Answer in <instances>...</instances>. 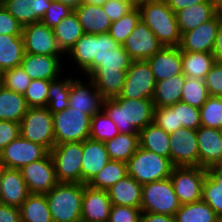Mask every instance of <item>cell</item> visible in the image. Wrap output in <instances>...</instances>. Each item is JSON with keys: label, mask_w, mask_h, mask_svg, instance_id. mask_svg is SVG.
Masks as SVG:
<instances>
[{"label": "cell", "mask_w": 222, "mask_h": 222, "mask_svg": "<svg viewBox=\"0 0 222 222\" xmlns=\"http://www.w3.org/2000/svg\"><path fill=\"white\" fill-rule=\"evenodd\" d=\"M20 135L50 151L55 146L53 114L47 107H29L20 122Z\"/></svg>", "instance_id": "obj_9"}, {"label": "cell", "mask_w": 222, "mask_h": 222, "mask_svg": "<svg viewBox=\"0 0 222 222\" xmlns=\"http://www.w3.org/2000/svg\"><path fill=\"white\" fill-rule=\"evenodd\" d=\"M201 126L222 130V97L209 96L200 108Z\"/></svg>", "instance_id": "obj_44"}, {"label": "cell", "mask_w": 222, "mask_h": 222, "mask_svg": "<svg viewBox=\"0 0 222 222\" xmlns=\"http://www.w3.org/2000/svg\"><path fill=\"white\" fill-rule=\"evenodd\" d=\"M107 191L111 203L114 205L138 208L141 206L142 185L129 175L116 182Z\"/></svg>", "instance_id": "obj_28"}, {"label": "cell", "mask_w": 222, "mask_h": 222, "mask_svg": "<svg viewBox=\"0 0 222 222\" xmlns=\"http://www.w3.org/2000/svg\"><path fill=\"white\" fill-rule=\"evenodd\" d=\"M63 57L52 55H37L25 53L21 67L32 80L44 79L52 81L63 74ZM62 63V64H61ZM62 67V68H61Z\"/></svg>", "instance_id": "obj_19"}, {"label": "cell", "mask_w": 222, "mask_h": 222, "mask_svg": "<svg viewBox=\"0 0 222 222\" xmlns=\"http://www.w3.org/2000/svg\"><path fill=\"white\" fill-rule=\"evenodd\" d=\"M218 164H222V155H221V160H220V162Z\"/></svg>", "instance_id": "obj_70"}, {"label": "cell", "mask_w": 222, "mask_h": 222, "mask_svg": "<svg viewBox=\"0 0 222 222\" xmlns=\"http://www.w3.org/2000/svg\"><path fill=\"white\" fill-rule=\"evenodd\" d=\"M123 48L133 61H144L155 55L163 45L155 34L140 20L133 32L127 37Z\"/></svg>", "instance_id": "obj_17"}, {"label": "cell", "mask_w": 222, "mask_h": 222, "mask_svg": "<svg viewBox=\"0 0 222 222\" xmlns=\"http://www.w3.org/2000/svg\"><path fill=\"white\" fill-rule=\"evenodd\" d=\"M19 208L21 222H53L45 194H29Z\"/></svg>", "instance_id": "obj_36"}, {"label": "cell", "mask_w": 222, "mask_h": 222, "mask_svg": "<svg viewBox=\"0 0 222 222\" xmlns=\"http://www.w3.org/2000/svg\"><path fill=\"white\" fill-rule=\"evenodd\" d=\"M157 81L146 60L132 61L118 96L112 98L152 99Z\"/></svg>", "instance_id": "obj_10"}, {"label": "cell", "mask_w": 222, "mask_h": 222, "mask_svg": "<svg viewBox=\"0 0 222 222\" xmlns=\"http://www.w3.org/2000/svg\"><path fill=\"white\" fill-rule=\"evenodd\" d=\"M30 194H46L59 182L50 153L20 169Z\"/></svg>", "instance_id": "obj_13"}, {"label": "cell", "mask_w": 222, "mask_h": 222, "mask_svg": "<svg viewBox=\"0 0 222 222\" xmlns=\"http://www.w3.org/2000/svg\"><path fill=\"white\" fill-rule=\"evenodd\" d=\"M180 206L170 178L142 185V212L174 216Z\"/></svg>", "instance_id": "obj_8"}, {"label": "cell", "mask_w": 222, "mask_h": 222, "mask_svg": "<svg viewBox=\"0 0 222 222\" xmlns=\"http://www.w3.org/2000/svg\"><path fill=\"white\" fill-rule=\"evenodd\" d=\"M206 174V168L199 166L173 168L170 179L180 204L201 200Z\"/></svg>", "instance_id": "obj_11"}, {"label": "cell", "mask_w": 222, "mask_h": 222, "mask_svg": "<svg viewBox=\"0 0 222 222\" xmlns=\"http://www.w3.org/2000/svg\"><path fill=\"white\" fill-rule=\"evenodd\" d=\"M141 214V208L112 204L108 222H141Z\"/></svg>", "instance_id": "obj_51"}, {"label": "cell", "mask_w": 222, "mask_h": 222, "mask_svg": "<svg viewBox=\"0 0 222 222\" xmlns=\"http://www.w3.org/2000/svg\"><path fill=\"white\" fill-rule=\"evenodd\" d=\"M29 194L20 169L6 168L0 184V203L20 207Z\"/></svg>", "instance_id": "obj_24"}, {"label": "cell", "mask_w": 222, "mask_h": 222, "mask_svg": "<svg viewBox=\"0 0 222 222\" xmlns=\"http://www.w3.org/2000/svg\"><path fill=\"white\" fill-rule=\"evenodd\" d=\"M175 222H218L219 216L204 201L181 204L176 211Z\"/></svg>", "instance_id": "obj_38"}, {"label": "cell", "mask_w": 222, "mask_h": 222, "mask_svg": "<svg viewBox=\"0 0 222 222\" xmlns=\"http://www.w3.org/2000/svg\"><path fill=\"white\" fill-rule=\"evenodd\" d=\"M25 53L37 55L66 56L58 46L52 28L41 22L23 26Z\"/></svg>", "instance_id": "obj_15"}, {"label": "cell", "mask_w": 222, "mask_h": 222, "mask_svg": "<svg viewBox=\"0 0 222 222\" xmlns=\"http://www.w3.org/2000/svg\"><path fill=\"white\" fill-rule=\"evenodd\" d=\"M50 81L32 80L24 93L28 107H47Z\"/></svg>", "instance_id": "obj_46"}, {"label": "cell", "mask_w": 222, "mask_h": 222, "mask_svg": "<svg viewBox=\"0 0 222 222\" xmlns=\"http://www.w3.org/2000/svg\"><path fill=\"white\" fill-rule=\"evenodd\" d=\"M121 1H126V2H129V3H133V0H121Z\"/></svg>", "instance_id": "obj_68"}, {"label": "cell", "mask_w": 222, "mask_h": 222, "mask_svg": "<svg viewBox=\"0 0 222 222\" xmlns=\"http://www.w3.org/2000/svg\"><path fill=\"white\" fill-rule=\"evenodd\" d=\"M141 20L155 34L163 47L179 46L181 33L176 14L168 7L165 0L146 2L138 6Z\"/></svg>", "instance_id": "obj_3"}, {"label": "cell", "mask_w": 222, "mask_h": 222, "mask_svg": "<svg viewBox=\"0 0 222 222\" xmlns=\"http://www.w3.org/2000/svg\"><path fill=\"white\" fill-rule=\"evenodd\" d=\"M210 96L222 97V63H215L204 78Z\"/></svg>", "instance_id": "obj_53"}, {"label": "cell", "mask_w": 222, "mask_h": 222, "mask_svg": "<svg viewBox=\"0 0 222 222\" xmlns=\"http://www.w3.org/2000/svg\"><path fill=\"white\" fill-rule=\"evenodd\" d=\"M199 167L218 164L222 155V130L200 126L197 129Z\"/></svg>", "instance_id": "obj_22"}, {"label": "cell", "mask_w": 222, "mask_h": 222, "mask_svg": "<svg viewBox=\"0 0 222 222\" xmlns=\"http://www.w3.org/2000/svg\"><path fill=\"white\" fill-rule=\"evenodd\" d=\"M79 78L74 77L70 82V107L83 111V113L92 117L103 110L105 98L100 94L90 78L86 77L89 79H85L86 84L85 82L83 83L81 77Z\"/></svg>", "instance_id": "obj_16"}, {"label": "cell", "mask_w": 222, "mask_h": 222, "mask_svg": "<svg viewBox=\"0 0 222 222\" xmlns=\"http://www.w3.org/2000/svg\"><path fill=\"white\" fill-rule=\"evenodd\" d=\"M4 71L0 67V86L2 85Z\"/></svg>", "instance_id": "obj_67"}, {"label": "cell", "mask_w": 222, "mask_h": 222, "mask_svg": "<svg viewBox=\"0 0 222 222\" xmlns=\"http://www.w3.org/2000/svg\"><path fill=\"white\" fill-rule=\"evenodd\" d=\"M132 61L123 45H120L109 53L100 54L98 67L87 77L93 81L104 98L118 96L122 91L126 71L130 68Z\"/></svg>", "instance_id": "obj_2"}, {"label": "cell", "mask_w": 222, "mask_h": 222, "mask_svg": "<svg viewBox=\"0 0 222 222\" xmlns=\"http://www.w3.org/2000/svg\"><path fill=\"white\" fill-rule=\"evenodd\" d=\"M28 108L22 94L0 86V120L20 123Z\"/></svg>", "instance_id": "obj_30"}, {"label": "cell", "mask_w": 222, "mask_h": 222, "mask_svg": "<svg viewBox=\"0 0 222 222\" xmlns=\"http://www.w3.org/2000/svg\"><path fill=\"white\" fill-rule=\"evenodd\" d=\"M112 207L107 190L86 185L82 199L81 220L84 222H108Z\"/></svg>", "instance_id": "obj_20"}, {"label": "cell", "mask_w": 222, "mask_h": 222, "mask_svg": "<svg viewBox=\"0 0 222 222\" xmlns=\"http://www.w3.org/2000/svg\"><path fill=\"white\" fill-rule=\"evenodd\" d=\"M152 99L105 98L103 110L115 123L120 133L139 134L153 123Z\"/></svg>", "instance_id": "obj_1"}, {"label": "cell", "mask_w": 222, "mask_h": 222, "mask_svg": "<svg viewBox=\"0 0 222 222\" xmlns=\"http://www.w3.org/2000/svg\"><path fill=\"white\" fill-rule=\"evenodd\" d=\"M186 77L183 74L157 81L152 101L154 107H169L181 101Z\"/></svg>", "instance_id": "obj_29"}, {"label": "cell", "mask_w": 222, "mask_h": 222, "mask_svg": "<svg viewBox=\"0 0 222 222\" xmlns=\"http://www.w3.org/2000/svg\"><path fill=\"white\" fill-rule=\"evenodd\" d=\"M110 161L104 142L91 138L83 141L82 183L88 184Z\"/></svg>", "instance_id": "obj_25"}, {"label": "cell", "mask_w": 222, "mask_h": 222, "mask_svg": "<svg viewBox=\"0 0 222 222\" xmlns=\"http://www.w3.org/2000/svg\"><path fill=\"white\" fill-rule=\"evenodd\" d=\"M206 0H165L168 7L174 12H178L187 7L205 2Z\"/></svg>", "instance_id": "obj_58"}, {"label": "cell", "mask_w": 222, "mask_h": 222, "mask_svg": "<svg viewBox=\"0 0 222 222\" xmlns=\"http://www.w3.org/2000/svg\"><path fill=\"white\" fill-rule=\"evenodd\" d=\"M146 61L156 81L183 74L182 51L179 46L163 47Z\"/></svg>", "instance_id": "obj_21"}, {"label": "cell", "mask_w": 222, "mask_h": 222, "mask_svg": "<svg viewBox=\"0 0 222 222\" xmlns=\"http://www.w3.org/2000/svg\"><path fill=\"white\" fill-rule=\"evenodd\" d=\"M170 137L164 129L148 124L139 132V146L148 151L170 158Z\"/></svg>", "instance_id": "obj_31"}, {"label": "cell", "mask_w": 222, "mask_h": 222, "mask_svg": "<svg viewBox=\"0 0 222 222\" xmlns=\"http://www.w3.org/2000/svg\"><path fill=\"white\" fill-rule=\"evenodd\" d=\"M218 222H222V216L219 217Z\"/></svg>", "instance_id": "obj_69"}, {"label": "cell", "mask_w": 222, "mask_h": 222, "mask_svg": "<svg viewBox=\"0 0 222 222\" xmlns=\"http://www.w3.org/2000/svg\"><path fill=\"white\" fill-rule=\"evenodd\" d=\"M141 222H175V218L166 214L142 212Z\"/></svg>", "instance_id": "obj_60"}, {"label": "cell", "mask_w": 222, "mask_h": 222, "mask_svg": "<svg viewBox=\"0 0 222 222\" xmlns=\"http://www.w3.org/2000/svg\"><path fill=\"white\" fill-rule=\"evenodd\" d=\"M120 46L109 33H102L96 35V57L94 58L92 64L83 72L84 77H87L95 68L98 67V57L100 54H105L111 52V50L116 49Z\"/></svg>", "instance_id": "obj_52"}, {"label": "cell", "mask_w": 222, "mask_h": 222, "mask_svg": "<svg viewBox=\"0 0 222 222\" xmlns=\"http://www.w3.org/2000/svg\"><path fill=\"white\" fill-rule=\"evenodd\" d=\"M91 116L69 107L53 113L55 145L83 142L90 136Z\"/></svg>", "instance_id": "obj_6"}, {"label": "cell", "mask_w": 222, "mask_h": 222, "mask_svg": "<svg viewBox=\"0 0 222 222\" xmlns=\"http://www.w3.org/2000/svg\"><path fill=\"white\" fill-rule=\"evenodd\" d=\"M24 55L22 35H0V67L3 71L19 66Z\"/></svg>", "instance_id": "obj_32"}, {"label": "cell", "mask_w": 222, "mask_h": 222, "mask_svg": "<svg viewBox=\"0 0 222 222\" xmlns=\"http://www.w3.org/2000/svg\"><path fill=\"white\" fill-rule=\"evenodd\" d=\"M110 160L127 163L139 147V134L119 133L105 142Z\"/></svg>", "instance_id": "obj_37"}, {"label": "cell", "mask_w": 222, "mask_h": 222, "mask_svg": "<svg viewBox=\"0 0 222 222\" xmlns=\"http://www.w3.org/2000/svg\"><path fill=\"white\" fill-rule=\"evenodd\" d=\"M0 222H21L20 208L0 203Z\"/></svg>", "instance_id": "obj_57"}, {"label": "cell", "mask_w": 222, "mask_h": 222, "mask_svg": "<svg viewBox=\"0 0 222 222\" xmlns=\"http://www.w3.org/2000/svg\"><path fill=\"white\" fill-rule=\"evenodd\" d=\"M155 0H133V4L138 7L140 4L146 3V2H151Z\"/></svg>", "instance_id": "obj_64"}, {"label": "cell", "mask_w": 222, "mask_h": 222, "mask_svg": "<svg viewBox=\"0 0 222 222\" xmlns=\"http://www.w3.org/2000/svg\"><path fill=\"white\" fill-rule=\"evenodd\" d=\"M136 6L133 3H129L121 0H108L103 6V10L109 17L111 22L119 20L124 15L132 11Z\"/></svg>", "instance_id": "obj_54"}, {"label": "cell", "mask_w": 222, "mask_h": 222, "mask_svg": "<svg viewBox=\"0 0 222 222\" xmlns=\"http://www.w3.org/2000/svg\"><path fill=\"white\" fill-rule=\"evenodd\" d=\"M215 63L212 53L182 52V69L185 77L204 80Z\"/></svg>", "instance_id": "obj_35"}, {"label": "cell", "mask_w": 222, "mask_h": 222, "mask_svg": "<svg viewBox=\"0 0 222 222\" xmlns=\"http://www.w3.org/2000/svg\"><path fill=\"white\" fill-rule=\"evenodd\" d=\"M54 1H58L65 5H68L73 10L79 7L84 2V0H54Z\"/></svg>", "instance_id": "obj_62"}, {"label": "cell", "mask_w": 222, "mask_h": 222, "mask_svg": "<svg viewBox=\"0 0 222 222\" xmlns=\"http://www.w3.org/2000/svg\"><path fill=\"white\" fill-rule=\"evenodd\" d=\"M119 133L117 126L104 110L92 116L89 138L105 143L113 139Z\"/></svg>", "instance_id": "obj_41"}, {"label": "cell", "mask_w": 222, "mask_h": 222, "mask_svg": "<svg viewBox=\"0 0 222 222\" xmlns=\"http://www.w3.org/2000/svg\"><path fill=\"white\" fill-rule=\"evenodd\" d=\"M178 125L191 130L201 126L200 109L184 102H177Z\"/></svg>", "instance_id": "obj_49"}, {"label": "cell", "mask_w": 222, "mask_h": 222, "mask_svg": "<svg viewBox=\"0 0 222 222\" xmlns=\"http://www.w3.org/2000/svg\"><path fill=\"white\" fill-rule=\"evenodd\" d=\"M201 200L206 202L219 217L222 216V187H219L207 174L203 183Z\"/></svg>", "instance_id": "obj_48"}, {"label": "cell", "mask_w": 222, "mask_h": 222, "mask_svg": "<svg viewBox=\"0 0 222 222\" xmlns=\"http://www.w3.org/2000/svg\"><path fill=\"white\" fill-rule=\"evenodd\" d=\"M127 175V163L110 160L87 185L98 190H108Z\"/></svg>", "instance_id": "obj_40"}, {"label": "cell", "mask_w": 222, "mask_h": 222, "mask_svg": "<svg viewBox=\"0 0 222 222\" xmlns=\"http://www.w3.org/2000/svg\"><path fill=\"white\" fill-rule=\"evenodd\" d=\"M207 175L222 187V164H215L206 169Z\"/></svg>", "instance_id": "obj_61"}, {"label": "cell", "mask_w": 222, "mask_h": 222, "mask_svg": "<svg viewBox=\"0 0 222 222\" xmlns=\"http://www.w3.org/2000/svg\"><path fill=\"white\" fill-rule=\"evenodd\" d=\"M108 0H84V3L96 6H103Z\"/></svg>", "instance_id": "obj_63"}, {"label": "cell", "mask_w": 222, "mask_h": 222, "mask_svg": "<svg viewBox=\"0 0 222 222\" xmlns=\"http://www.w3.org/2000/svg\"><path fill=\"white\" fill-rule=\"evenodd\" d=\"M153 123L169 134L181 128L182 125H178L177 103L169 107H155Z\"/></svg>", "instance_id": "obj_47"}, {"label": "cell", "mask_w": 222, "mask_h": 222, "mask_svg": "<svg viewBox=\"0 0 222 222\" xmlns=\"http://www.w3.org/2000/svg\"><path fill=\"white\" fill-rule=\"evenodd\" d=\"M84 33L102 34L108 33L112 24L109 17L104 12L102 6L82 3L74 9Z\"/></svg>", "instance_id": "obj_27"}, {"label": "cell", "mask_w": 222, "mask_h": 222, "mask_svg": "<svg viewBox=\"0 0 222 222\" xmlns=\"http://www.w3.org/2000/svg\"><path fill=\"white\" fill-rule=\"evenodd\" d=\"M69 55V56H68ZM96 35L91 33H85L66 54L65 59L72 62L71 66L74 65L83 72L92 64L96 57ZM73 60V61H72ZM75 62V63H74Z\"/></svg>", "instance_id": "obj_34"}, {"label": "cell", "mask_w": 222, "mask_h": 222, "mask_svg": "<svg viewBox=\"0 0 222 222\" xmlns=\"http://www.w3.org/2000/svg\"><path fill=\"white\" fill-rule=\"evenodd\" d=\"M65 75V77H63ZM60 78L50 81L47 98V108L53 114L70 107L69 93H70V82L75 75L63 74ZM70 76V78H69ZM63 77V79H62Z\"/></svg>", "instance_id": "obj_39"}, {"label": "cell", "mask_w": 222, "mask_h": 222, "mask_svg": "<svg viewBox=\"0 0 222 222\" xmlns=\"http://www.w3.org/2000/svg\"><path fill=\"white\" fill-rule=\"evenodd\" d=\"M212 54L216 63H222V18L219 20L217 35Z\"/></svg>", "instance_id": "obj_59"}, {"label": "cell", "mask_w": 222, "mask_h": 222, "mask_svg": "<svg viewBox=\"0 0 222 222\" xmlns=\"http://www.w3.org/2000/svg\"><path fill=\"white\" fill-rule=\"evenodd\" d=\"M52 0H0L1 5L22 25L39 23Z\"/></svg>", "instance_id": "obj_23"}, {"label": "cell", "mask_w": 222, "mask_h": 222, "mask_svg": "<svg viewBox=\"0 0 222 222\" xmlns=\"http://www.w3.org/2000/svg\"><path fill=\"white\" fill-rule=\"evenodd\" d=\"M5 169H6V167L4 166V164L0 160V184H1L3 173H4Z\"/></svg>", "instance_id": "obj_65"}, {"label": "cell", "mask_w": 222, "mask_h": 222, "mask_svg": "<svg viewBox=\"0 0 222 222\" xmlns=\"http://www.w3.org/2000/svg\"><path fill=\"white\" fill-rule=\"evenodd\" d=\"M221 18L222 10L208 22L202 23L191 31L184 32L179 45L181 51L212 53Z\"/></svg>", "instance_id": "obj_18"}, {"label": "cell", "mask_w": 222, "mask_h": 222, "mask_svg": "<svg viewBox=\"0 0 222 222\" xmlns=\"http://www.w3.org/2000/svg\"><path fill=\"white\" fill-rule=\"evenodd\" d=\"M32 79L25 73L21 65L4 71L2 86L8 90L24 95Z\"/></svg>", "instance_id": "obj_45"}, {"label": "cell", "mask_w": 222, "mask_h": 222, "mask_svg": "<svg viewBox=\"0 0 222 222\" xmlns=\"http://www.w3.org/2000/svg\"><path fill=\"white\" fill-rule=\"evenodd\" d=\"M73 11L68 5L52 0L50 7L40 22L44 26L54 29L64 18L71 15Z\"/></svg>", "instance_id": "obj_50"}, {"label": "cell", "mask_w": 222, "mask_h": 222, "mask_svg": "<svg viewBox=\"0 0 222 222\" xmlns=\"http://www.w3.org/2000/svg\"><path fill=\"white\" fill-rule=\"evenodd\" d=\"M20 136V123L0 120V152Z\"/></svg>", "instance_id": "obj_56"}, {"label": "cell", "mask_w": 222, "mask_h": 222, "mask_svg": "<svg viewBox=\"0 0 222 222\" xmlns=\"http://www.w3.org/2000/svg\"><path fill=\"white\" fill-rule=\"evenodd\" d=\"M209 96L204 80L186 77L182 90L181 102L200 109Z\"/></svg>", "instance_id": "obj_43"}, {"label": "cell", "mask_w": 222, "mask_h": 222, "mask_svg": "<svg viewBox=\"0 0 222 222\" xmlns=\"http://www.w3.org/2000/svg\"><path fill=\"white\" fill-rule=\"evenodd\" d=\"M49 153L58 182L82 183L83 142L56 144Z\"/></svg>", "instance_id": "obj_7"}, {"label": "cell", "mask_w": 222, "mask_h": 222, "mask_svg": "<svg viewBox=\"0 0 222 222\" xmlns=\"http://www.w3.org/2000/svg\"><path fill=\"white\" fill-rule=\"evenodd\" d=\"M221 10L222 8L216 3L206 0L203 3L176 12V19L181 35L213 19Z\"/></svg>", "instance_id": "obj_26"}, {"label": "cell", "mask_w": 222, "mask_h": 222, "mask_svg": "<svg viewBox=\"0 0 222 222\" xmlns=\"http://www.w3.org/2000/svg\"><path fill=\"white\" fill-rule=\"evenodd\" d=\"M49 151L21 135L10 142L1 152L0 160L6 168L21 169L23 166L44 158Z\"/></svg>", "instance_id": "obj_14"}, {"label": "cell", "mask_w": 222, "mask_h": 222, "mask_svg": "<svg viewBox=\"0 0 222 222\" xmlns=\"http://www.w3.org/2000/svg\"><path fill=\"white\" fill-rule=\"evenodd\" d=\"M84 183L59 182L45 194L53 222L81 221Z\"/></svg>", "instance_id": "obj_4"}, {"label": "cell", "mask_w": 222, "mask_h": 222, "mask_svg": "<svg viewBox=\"0 0 222 222\" xmlns=\"http://www.w3.org/2000/svg\"><path fill=\"white\" fill-rule=\"evenodd\" d=\"M169 137L170 160L174 167L199 166L197 130L181 127Z\"/></svg>", "instance_id": "obj_12"}, {"label": "cell", "mask_w": 222, "mask_h": 222, "mask_svg": "<svg viewBox=\"0 0 222 222\" xmlns=\"http://www.w3.org/2000/svg\"><path fill=\"white\" fill-rule=\"evenodd\" d=\"M216 3L220 8H222V0H209Z\"/></svg>", "instance_id": "obj_66"}, {"label": "cell", "mask_w": 222, "mask_h": 222, "mask_svg": "<svg viewBox=\"0 0 222 222\" xmlns=\"http://www.w3.org/2000/svg\"><path fill=\"white\" fill-rule=\"evenodd\" d=\"M53 30L58 46L65 55L85 34L74 11L71 15L64 18Z\"/></svg>", "instance_id": "obj_33"}, {"label": "cell", "mask_w": 222, "mask_h": 222, "mask_svg": "<svg viewBox=\"0 0 222 222\" xmlns=\"http://www.w3.org/2000/svg\"><path fill=\"white\" fill-rule=\"evenodd\" d=\"M23 26L0 3V35H22Z\"/></svg>", "instance_id": "obj_55"}, {"label": "cell", "mask_w": 222, "mask_h": 222, "mask_svg": "<svg viewBox=\"0 0 222 222\" xmlns=\"http://www.w3.org/2000/svg\"><path fill=\"white\" fill-rule=\"evenodd\" d=\"M173 168L170 158L140 146L127 162L128 175L141 185L170 178Z\"/></svg>", "instance_id": "obj_5"}, {"label": "cell", "mask_w": 222, "mask_h": 222, "mask_svg": "<svg viewBox=\"0 0 222 222\" xmlns=\"http://www.w3.org/2000/svg\"><path fill=\"white\" fill-rule=\"evenodd\" d=\"M140 20V10L138 7H135L119 20L113 21L108 33L116 42L123 45Z\"/></svg>", "instance_id": "obj_42"}]
</instances>
